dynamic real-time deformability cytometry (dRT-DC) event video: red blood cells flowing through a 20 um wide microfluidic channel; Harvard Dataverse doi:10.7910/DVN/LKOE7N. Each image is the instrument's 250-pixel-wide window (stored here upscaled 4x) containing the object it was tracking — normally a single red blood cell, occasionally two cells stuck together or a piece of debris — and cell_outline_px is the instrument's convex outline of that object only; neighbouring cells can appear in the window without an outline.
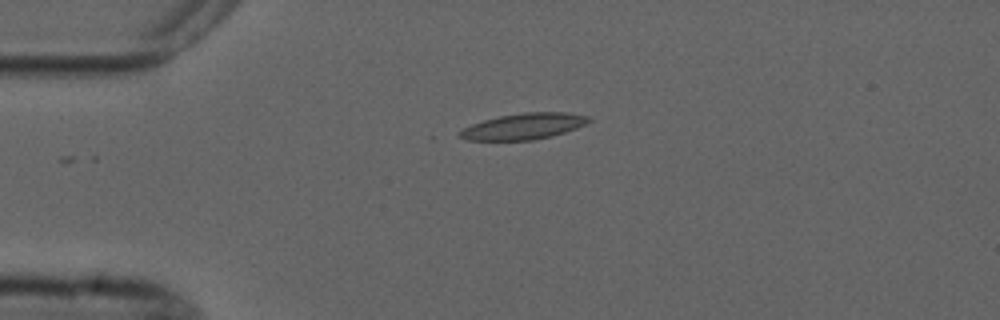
{"species": "common noctule bat (a hibernating species)", "species_latin": "Nyctalus noctula", "temperature_condition": "cold", "stored_images_in_passage": 2, "camera_frame_rate_fps": 3000, "um_per_image_px": 0.085, "animal": {"sex": "male", "forearm_length_mm": 52.5}, "frame": {"image": 1, "passage_image": 2, "time_ms": 1.333, "image_size_px": [1000, 320], "cell_outline_px": [[592, 120], [588, 124], [552, 136], [532, 140], [468, 140], [460, 136], [460, 132], [464, 128], [472, 124], [484, 120], [500, 116], [524, 112], [568, 112], [588, 116]], "centroid_in_image_um": [44.58, 10.73], "position_along_channel_um": 40.4, "area_um2": 19.48}}